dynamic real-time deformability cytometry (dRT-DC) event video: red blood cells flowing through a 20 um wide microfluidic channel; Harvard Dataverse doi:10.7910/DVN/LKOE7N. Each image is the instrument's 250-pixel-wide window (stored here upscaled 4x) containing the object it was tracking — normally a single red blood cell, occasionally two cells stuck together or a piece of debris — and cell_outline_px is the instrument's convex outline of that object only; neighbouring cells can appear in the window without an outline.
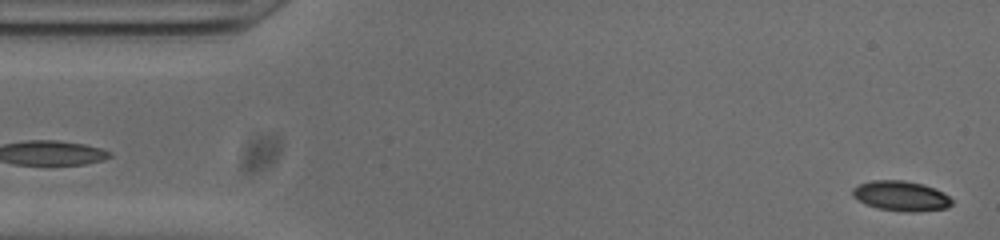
{"species": "common noctule bat (a hibernating species)", "species_latin": "Nyctalus noctula", "temperature_condition": "cold", "stored_images_in_passage": 52, "camera_frame_rate_fps": 3000, "um_per_image_px": 0.085, "animal": {"sex": "male", "body_mass_g": 20.0, "forearm_length_mm": 53.3}, "frame": {"image": 1, "passage_image": 1, "time_ms": 0.0, "image_size_px": [1000, 240], "cell_outline_px": [[952, 204], [948, 208], [912, 212], [904, 212], [876, 208], [864, 204], [852, 196], [852, 188], [860, 184], [872, 180], [904, 180], [924, 184], [944, 192], [952, 200]], "centroid_in_image_um": [76.58, 16.66], "position_along_channel_um": 8.4, "area_um2": 17.57}}
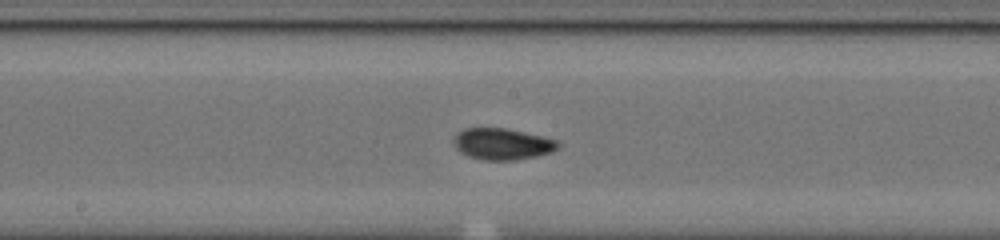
{"frame": {"image": 2, "passage_image": 25, "time_ms": 8.0, "image_size_px": [1000, 240], "cell_outline_px": [[560, 144], [552, 152], [536, 156], [516, 160], [484, 160], [468, 156], [460, 152], [456, 148], [452, 140], [464, 128], [504, 128], [540, 136], [556, 140]], "centroid_in_image_um": [42.67, 12.25], "position_along_channel_um": 205.5, "area_um2": 18.84}}
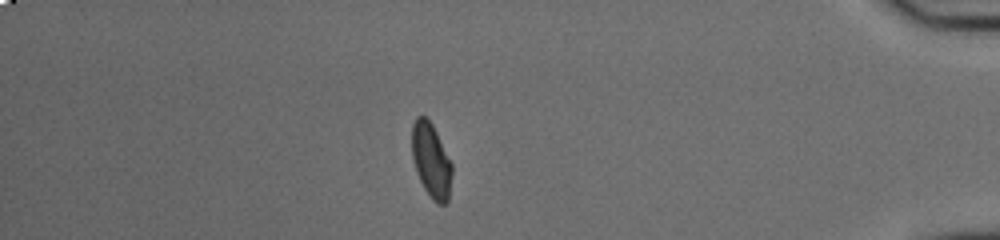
{"frame": {"image": 3, "passage_image": 44, "time_ms": 14.333, "image_size_px": [1000, 240], "cell_outline_px": [[452, 172], [448, 200], [444, 204], [436, 204], [432, 200], [424, 188], [416, 172], [412, 156], [412, 124], [416, 116], [424, 116], [432, 124], [452, 164]], "centroid_in_image_um": [36.64, 13.65], "position_along_channel_um": 398.6, "area_um2": 17.28}, "authors_computed_cell_mechanics": {"area_um2": 18.0047, "velocity_mm_per_s": 3.8256, "shape_relaxation_time_tau1_ms": null, "shape_relaxation_time_tau2_ms": 2.7374, "deformation_change_tau1": null, "deformation_change_tau2": 0.0696}}